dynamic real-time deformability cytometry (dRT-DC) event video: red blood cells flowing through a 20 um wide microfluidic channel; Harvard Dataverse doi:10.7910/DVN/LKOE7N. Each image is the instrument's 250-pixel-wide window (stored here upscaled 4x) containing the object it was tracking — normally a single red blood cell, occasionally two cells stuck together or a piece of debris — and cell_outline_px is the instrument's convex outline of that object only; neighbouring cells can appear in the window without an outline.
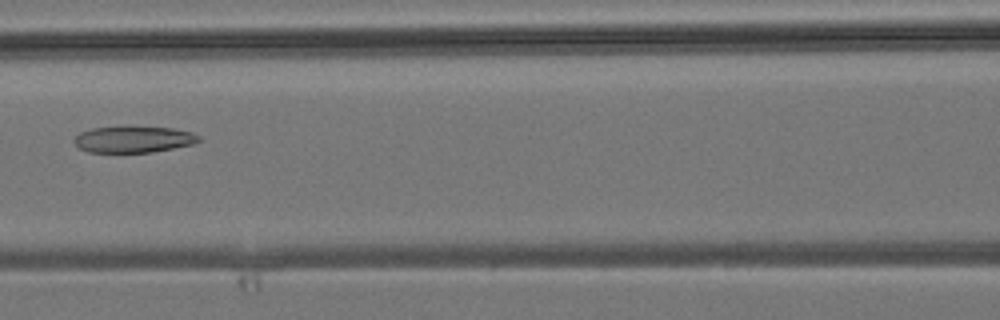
{"species": "common noctule bat (a hibernating species)", "species_latin": "Nyctalus noctula", "temperature_condition": "room temperature", "stored_images_in_passage": 29, "camera_frame_rate_fps": 3000, "um_per_image_px": 0.085, "animal": {"sex": "male", "body_mass_g": 19.2, "forearm_length_mm": 51.8}, "frame": {"image": 1, "passage_image": 10, "time_ms": 3.0, "image_size_px": [1000, 320], "cell_outline_px": [[200, 140], [192, 144], [152, 152], [88, 152], [80, 148], [72, 140], [80, 132], [92, 128], [172, 128], [192, 132], [200, 136]], "centroid_in_image_um": [11.34, 11.86], "position_along_channel_um": 155.3, "area_um2": 18.61}}
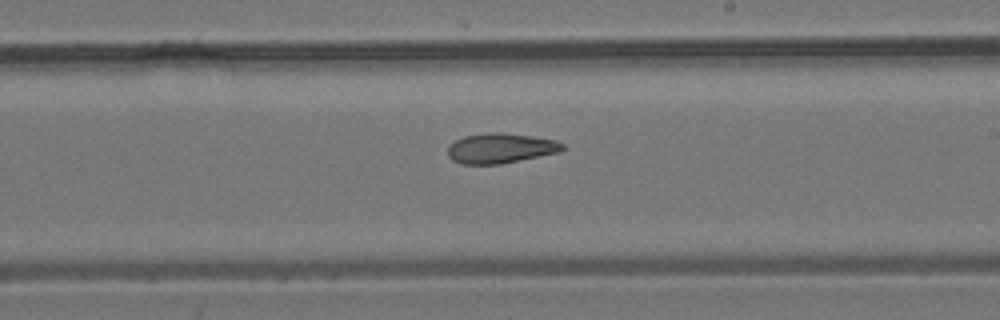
{"frame": {"image": 2, "passage_image": 16, "time_ms": 5.0, "image_size_px": [1000, 320], "cell_outline_px": [[564, 148], [560, 152], [500, 164], [460, 164], [452, 160], [448, 156], [448, 144], [464, 136], [488, 132], [500, 132], [532, 136], [556, 140], [564, 144]], "centroid_in_image_um": [42.52, 12.6], "position_along_channel_um": 246.5, "area_um2": 20.17}}
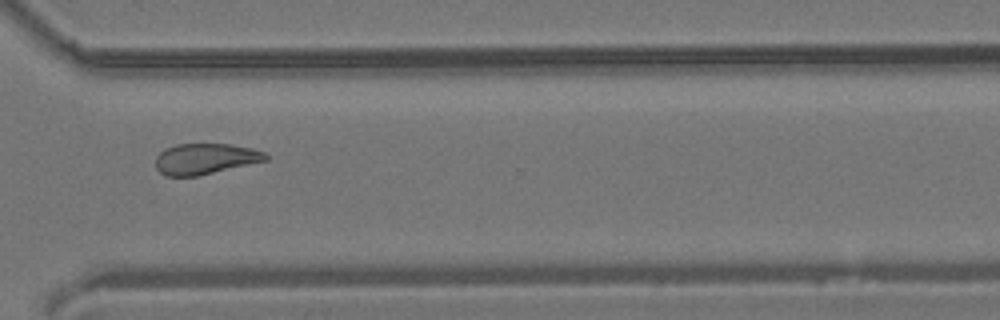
{"frame": {"image": 3, "passage_image": 23, "time_ms": 7.333, "image_size_px": [1000, 320], "cell_outline_px": [[268, 160], [196, 176], [164, 176], [156, 168], [156, 156], [164, 148], [176, 144], [232, 144], [252, 148], [264, 152], [268, 156]], "centroid_in_image_um": [17.42, 13.49], "position_along_channel_um": 353.2, "area_um2": 19.77}}